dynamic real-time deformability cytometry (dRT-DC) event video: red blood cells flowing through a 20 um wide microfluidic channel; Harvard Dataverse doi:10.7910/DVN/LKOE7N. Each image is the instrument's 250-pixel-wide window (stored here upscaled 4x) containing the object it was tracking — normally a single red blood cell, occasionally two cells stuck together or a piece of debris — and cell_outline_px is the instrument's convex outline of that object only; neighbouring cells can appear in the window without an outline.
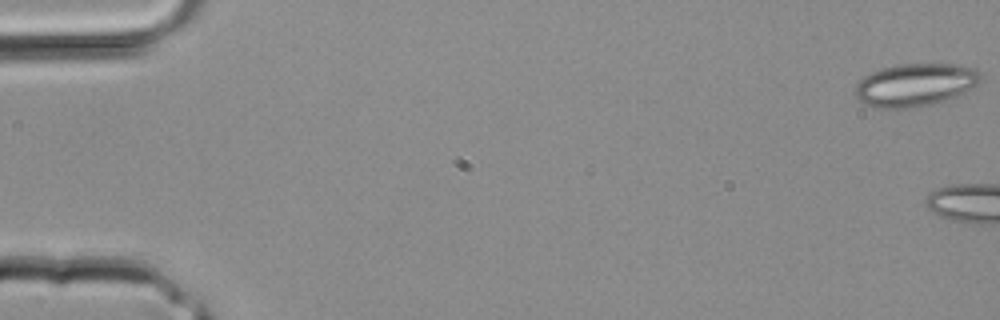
{"species": "common noctule bat (a hibernating species)", "species_latin": "Nyctalus noctula", "temperature_condition": "room temperature", "stored_images_in_passage": 5, "camera_frame_rate_fps": 3000, "um_per_image_px": 0.085, "animal": {"sex": "male", "body_mass_g": 20.4}, "frame": {"image": 1, "passage_image": 1, "time_ms": 0.0, "image_size_px": [1000, 320], "cell_outline_px": [[980, 84], [948, 100], [932, 104], [908, 108], [880, 108], [864, 104], [856, 96], [852, 88], [864, 76], [872, 72], [884, 68], [900, 64], [960, 64], [976, 68], [980, 72]], "centroid_in_image_um": [77.81, 7.21], "position_along_channel_um": 7.2, "area_um2": 31.5}}
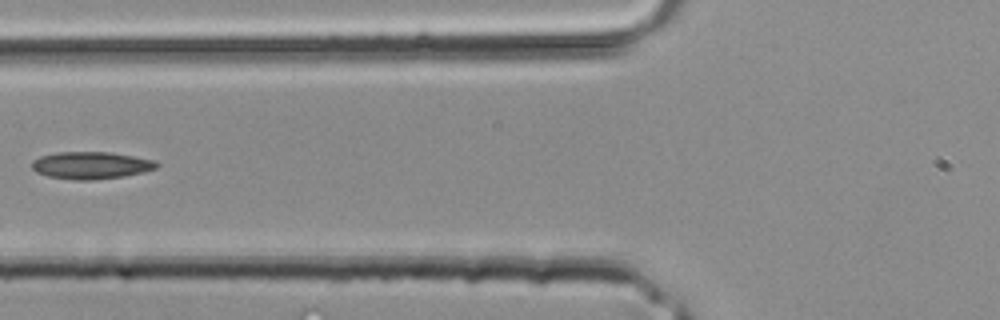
{"frame": {"image": 2, "passage_image": 5, "time_ms": 1.333, "image_size_px": [1000, 320], "cell_outline_px": [[160, 164], [156, 168], [144, 172], [124, 176], [92, 180], [76, 180], [48, 176], [36, 172], [32, 168], [32, 160], [40, 156], [60, 152], [108, 152], [156, 160]], "centroid_in_image_um": [7.75, 14.05], "position_along_channel_um": 118.1, "area_um2": 19.77}}